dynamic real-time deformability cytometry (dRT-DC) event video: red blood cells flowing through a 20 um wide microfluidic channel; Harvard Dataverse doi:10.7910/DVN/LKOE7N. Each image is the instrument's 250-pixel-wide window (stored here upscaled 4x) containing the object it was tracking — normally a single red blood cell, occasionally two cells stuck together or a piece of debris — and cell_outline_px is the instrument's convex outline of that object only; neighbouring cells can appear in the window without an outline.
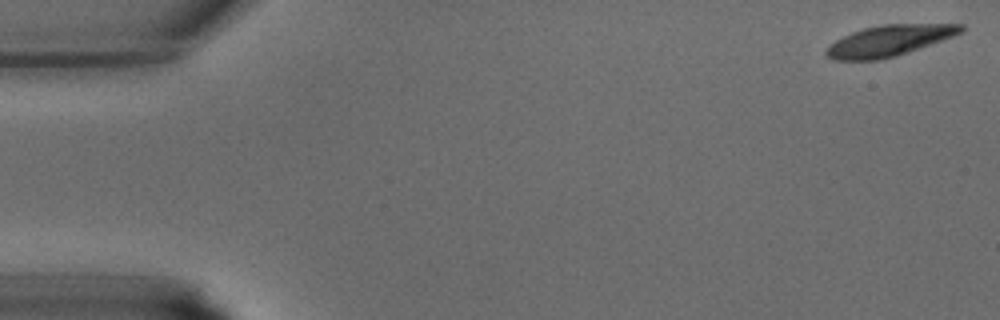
{"species": "common noctule bat (a hibernating species)", "species_latin": "Nyctalus noctula", "temperature_condition": "warm", "stored_images_in_passage": 8, "camera_frame_rate_fps": 3000, "um_per_image_px": 0.085, "animal": {"sex": "male", "body_mass_g": 15.6}, "frame": {"image": 1, "passage_image": 1, "time_ms": 0.0, "image_size_px": [1000, 320], "cell_outline_px": [[964, 32], [908, 52], [896, 56], [880, 60], [836, 60], [828, 56], [824, 52], [836, 40], [852, 32], [864, 28], [880, 24], [964, 24]], "centroid_in_image_um": [75.6, 3.45], "position_along_channel_um": 9.4, "area_um2": 24.04}}